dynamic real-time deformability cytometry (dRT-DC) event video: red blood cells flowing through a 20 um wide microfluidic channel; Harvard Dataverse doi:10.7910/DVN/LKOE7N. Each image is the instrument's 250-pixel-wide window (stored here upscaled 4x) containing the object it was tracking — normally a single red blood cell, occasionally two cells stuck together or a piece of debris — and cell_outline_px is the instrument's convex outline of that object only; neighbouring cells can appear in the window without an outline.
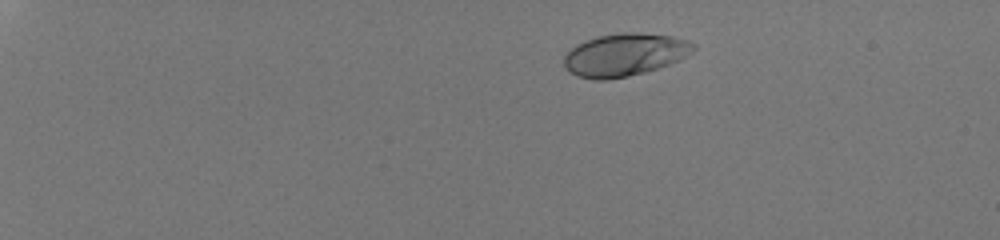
{"species": "human", "species_latin": "Homo sapiens", "temperature_condition": "room temperature", "stored_images_in_passage": 50, "camera_frame_rate_fps": 3000, "um_per_image_px": 0.085, "donor": {"sex": "male"}, "frame": {"image": 1, "passage_image": 8, "time_ms": 2.333, "image_size_px": [1000, 240], "cell_outline_px": [[696, 48], [692, 52], [680, 60], [644, 72], [628, 76], [608, 80], [596, 80], [576, 76], [568, 72], [564, 68], [564, 56], [576, 44], [600, 36], [624, 32], [640, 32], [672, 36], [688, 40], [696, 44]], "centroid_in_image_um": [53.1, 4.66], "position_along_channel_um": 31.9, "area_um2": 32.25}}
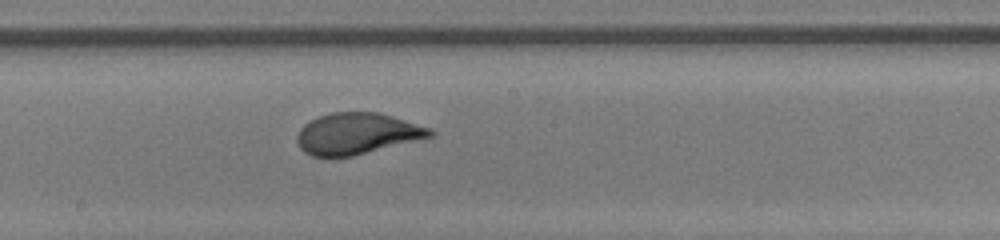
{"frame": {"image": 2, "passage_image": 31, "time_ms": 10.0, "image_size_px": [1000, 240], "cell_outline_px": [[436, 136], [352, 156], [312, 156], [304, 152], [300, 148], [296, 140], [296, 136], [300, 128], [304, 124], [320, 116], [332, 112], [380, 112], [432, 128], [436, 132]], "centroid_in_image_um": [30.39, 11.35], "position_along_channel_um": 217.8, "area_um2": 32.19}}
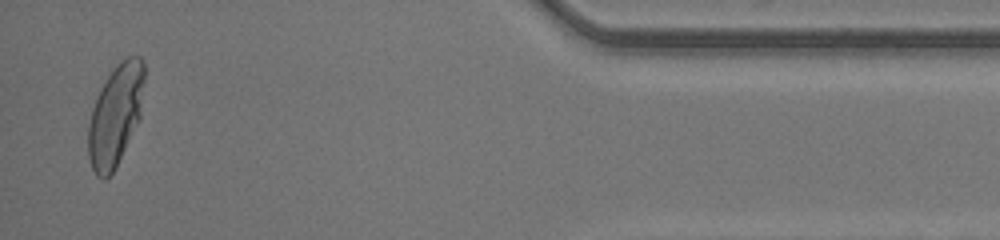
{"frame": {"image": 3, "passage_image": 49, "time_ms": 16.0, "image_size_px": [1000, 240], "cell_outline_px": [[144, 80], [140, 120], [116, 168], [104, 180], [96, 176], [92, 168], [88, 156], [88, 124], [92, 108], [100, 88], [116, 64], [120, 60], [128, 56], [140, 56], [144, 60]], "centroid_in_image_um": [9.82, 9.79], "position_along_channel_um": 425.4, "area_um2": 33.41}, "authors_computed_cell_mechanics": {"area_um2": 32.1368, "velocity_mm_per_s": 4.2445, "shape_relaxation_time_tau1_ms": 3.9431, "shape_relaxation_time_tau2_ms": null, "deformation_change_tau1": 0.2066, "deformation_change_tau2": null}}